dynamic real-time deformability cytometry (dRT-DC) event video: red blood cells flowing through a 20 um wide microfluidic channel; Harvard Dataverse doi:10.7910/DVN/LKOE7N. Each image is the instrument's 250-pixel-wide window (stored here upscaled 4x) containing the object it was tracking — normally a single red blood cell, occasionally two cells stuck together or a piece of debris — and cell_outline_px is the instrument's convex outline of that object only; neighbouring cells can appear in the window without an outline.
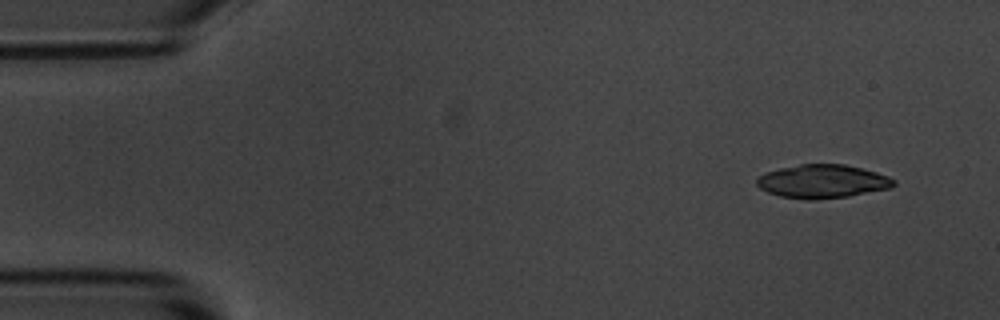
{"species": "common noctule bat (a hibernating species)", "species_latin": "Nyctalus noctula", "temperature_condition": "room temperature", "stored_images_in_passage": 50, "camera_frame_rate_fps": 3000, "um_per_image_px": 0.085, "animal": {"sex": "male", "body_mass_g": 20.1, "forearm_length_mm": 53.5}, "frame": {"image": 1, "passage_image": 1, "time_ms": 0.0, "image_size_px": [1000, 320], "cell_outline_px": [[896, 184], [892, 188], [848, 196], [812, 200], [808, 200], [780, 196], [768, 192], [760, 188], [756, 184], [756, 180], [760, 176], [768, 172], [780, 168], [800, 164], [844, 164], [876, 172], [888, 176], [896, 180]], "centroid_in_image_um": [69.94, 15.42], "position_along_channel_um": 15.1, "area_um2": 26.65}}